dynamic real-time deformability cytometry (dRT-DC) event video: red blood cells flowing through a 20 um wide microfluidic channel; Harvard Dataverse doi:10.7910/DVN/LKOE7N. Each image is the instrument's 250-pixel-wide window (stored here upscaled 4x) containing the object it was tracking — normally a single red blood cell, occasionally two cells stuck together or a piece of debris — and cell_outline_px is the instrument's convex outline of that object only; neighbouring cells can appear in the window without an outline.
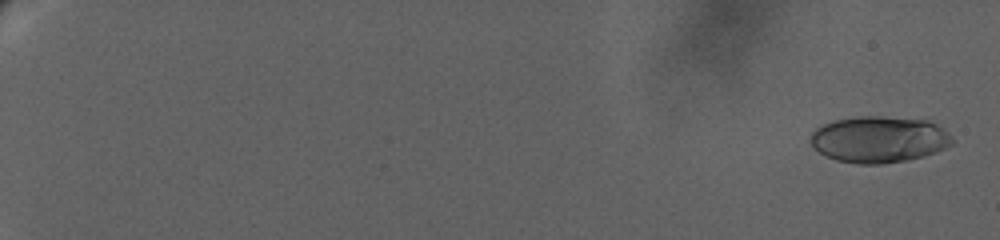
{"species": "human", "species_latin": "Homo sapiens", "temperature_condition": "warm", "stored_images_in_passage": 32, "camera_frame_rate_fps": 3000, "um_per_image_px": 0.085, "donor": {"sex": "female"}, "frame": {"image": 1, "passage_image": 3, "time_ms": 0.667, "image_size_px": [1000, 240], "cell_outline_px": [[952, 144], [944, 148], [924, 156], [884, 164], [856, 164], [836, 160], [820, 152], [808, 140], [812, 132], [816, 128], [832, 120], [860, 116], [880, 116], [928, 120], [944, 128], [952, 136]], "centroid_in_image_um": [74.71, 11.84], "position_along_channel_um": 10.3, "area_um2": 38.38}}
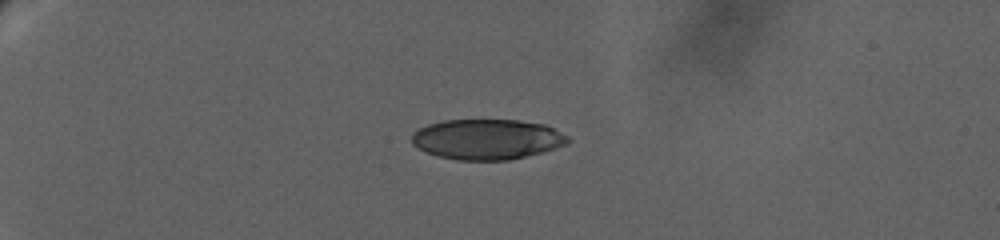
{"frame": {"image": 2, "passage_image": 25, "time_ms": 7.667, "image_size_px": [1000, 240], "cell_outline_px": [[572, 140], [568, 144], [540, 152], [508, 160], [460, 160], [436, 156], [412, 144], [412, 132], [428, 124], [444, 120], [520, 120], [544, 124], [568, 136]], "centroid_in_image_um": [41.4, 11.83], "position_along_channel_um": 43.6, "area_um2": 36.53}}